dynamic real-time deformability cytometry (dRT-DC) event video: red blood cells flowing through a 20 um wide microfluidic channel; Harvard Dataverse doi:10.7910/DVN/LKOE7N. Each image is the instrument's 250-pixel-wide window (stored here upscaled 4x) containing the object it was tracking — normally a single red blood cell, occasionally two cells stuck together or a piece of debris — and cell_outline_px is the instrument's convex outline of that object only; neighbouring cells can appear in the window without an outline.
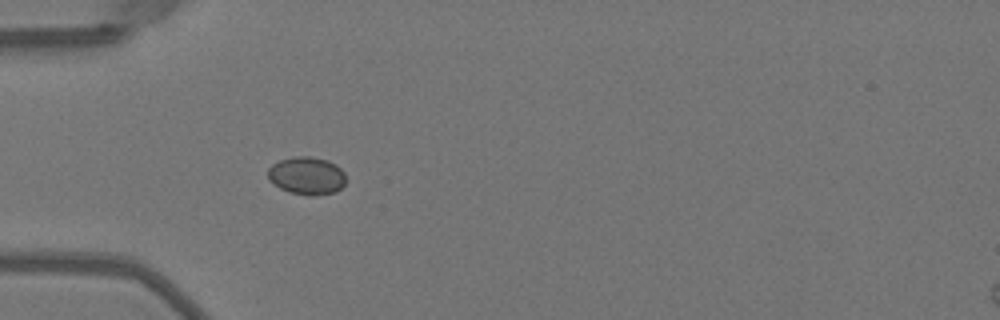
{"species": "Egyptian fruit bat (a non-hibernating species)", "species_latin": "Rousettus aegyptiacus", "temperature_condition": "warm", "stored_images_in_passage": 36, "camera_frame_rate_fps": 3000, "um_per_image_px": 0.085, "animal": {"sex": "female"}, "frame": {"image": 1, "passage_image": 1, "time_ms": 0.0, "image_size_px": [1000, 320], "cell_outline_px": [[344, 184], [336, 192], [316, 196], [308, 196], [288, 192], [280, 188], [268, 180], [268, 168], [272, 164], [280, 160], [296, 156], [312, 156], [328, 160], [336, 164], [344, 172]], "centroid_in_image_um": [26.06, 14.94], "position_along_channel_um": 58.9, "area_um2": 17.4}}
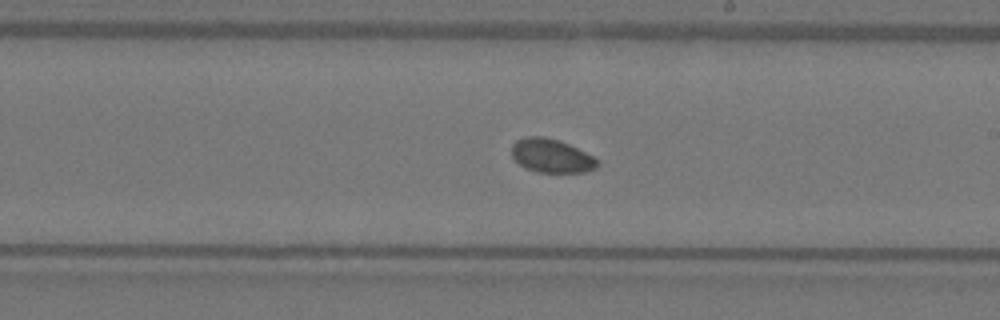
{"frame": {"image": 2, "passage_image": 15, "time_ms": 4.667, "image_size_px": [1000, 320], "cell_outline_px": [[600, 164], [596, 168], [584, 172], [540, 172], [528, 168], [520, 164], [512, 156], [512, 144], [516, 140], [528, 136], [544, 136], [568, 144], [592, 156]], "centroid_in_image_um": [46.86, 13.24], "position_along_channel_um": 242.1, "area_um2": 16.47}}
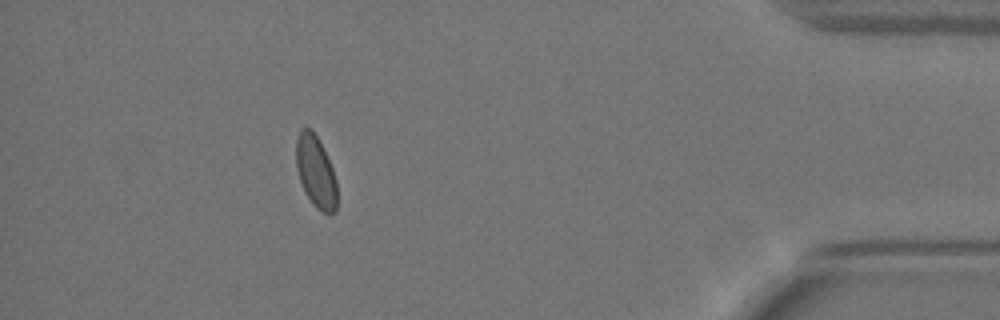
{"frame": {"image": 3, "passage_image": 31, "time_ms": 10.0, "image_size_px": [1000, 320], "cell_outline_px": [[336, 212], [324, 212], [316, 208], [312, 204], [304, 192], [296, 168], [296, 140], [300, 128], [304, 124], [312, 128], [332, 168], [336, 180]], "centroid_in_image_um": [26.8, 14.55], "position_along_channel_um": 408.4, "area_um2": 17.11}}